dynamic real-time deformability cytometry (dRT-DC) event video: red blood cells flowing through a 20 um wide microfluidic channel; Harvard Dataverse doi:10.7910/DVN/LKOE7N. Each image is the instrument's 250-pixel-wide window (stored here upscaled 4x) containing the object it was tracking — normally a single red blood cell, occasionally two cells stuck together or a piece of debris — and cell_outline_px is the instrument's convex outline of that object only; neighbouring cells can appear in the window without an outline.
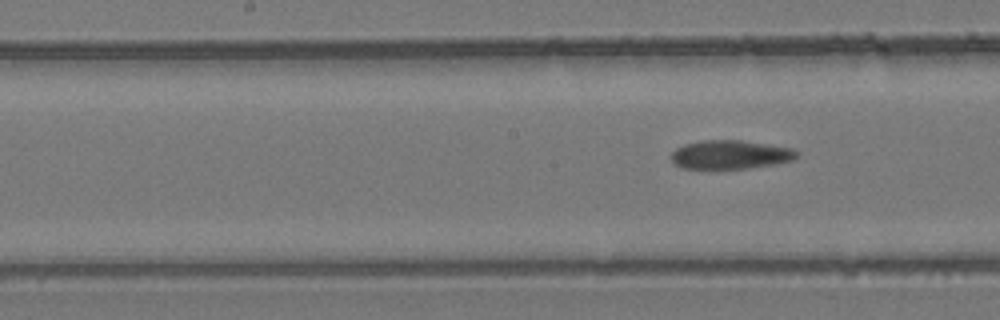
{"species": "common noctule bat (a hibernating species)", "species_latin": "Nyctalus noctula", "temperature_condition": "room temperature", "stored_images_in_passage": 7, "segment_of_instrument_passage": [2, 2], "camera_frame_rate_fps": 3000, "um_per_image_px": 0.085, "animal": {"sex": "female", "body_mass_g": 24.6, "forearm_length_mm": 56.2}, "frame": {"image": 1, "passage_image": 7, "time_ms": 2.0, "image_size_px": [1000, 320], "cell_outline_px": [[800, 156], [792, 160], [772, 164], [748, 168], [680, 168], [672, 164], [672, 152], [676, 148], [684, 144], [704, 140], [740, 140], [792, 148], [800, 152]], "centroid_in_image_um": [62.07, 13.14], "position_along_channel_um": 186.1, "area_um2": 20.98}}